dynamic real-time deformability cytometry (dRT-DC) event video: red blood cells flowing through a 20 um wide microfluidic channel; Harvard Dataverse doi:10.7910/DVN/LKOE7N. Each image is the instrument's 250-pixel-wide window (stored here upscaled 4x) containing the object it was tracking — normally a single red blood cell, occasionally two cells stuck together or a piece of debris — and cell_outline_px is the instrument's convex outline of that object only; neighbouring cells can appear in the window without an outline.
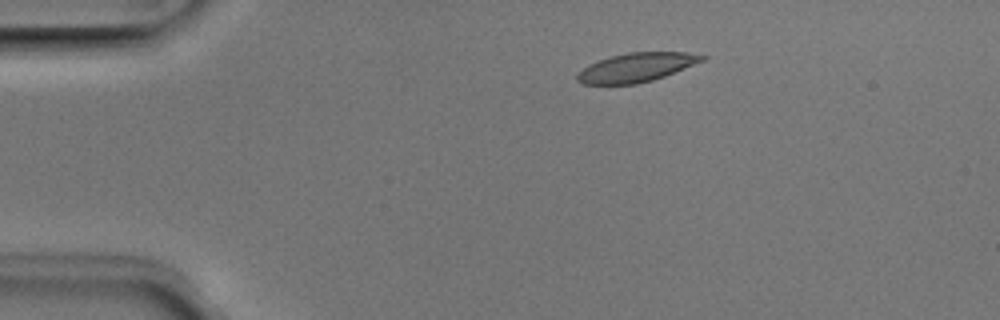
{"species": "Egyptian fruit bat (a non-hibernating species)", "species_latin": "Rousettus aegyptiacus", "temperature_condition": "room temperature", "stored_images_in_passage": 4, "camera_frame_rate_fps": 3000, "um_per_image_px": 0.085, "animal": {"sex": "male"}, "frame": {"image": 1, "passage_image": 2, "time_ms": 0.333, "image_size_px": [1000, 320], "cell_outline_px": [[708, 56], [704, 60], [664, 76], [652, 80], [636, 84], [584, 84], [576, 80], [576, 76], [588, 64], [612, 56], [628, 52], [684, 52]], "centroid_in_image_um": [54.08, 5.73], "position_along_channel_um": 30.9, "area_um2": 20.75}}
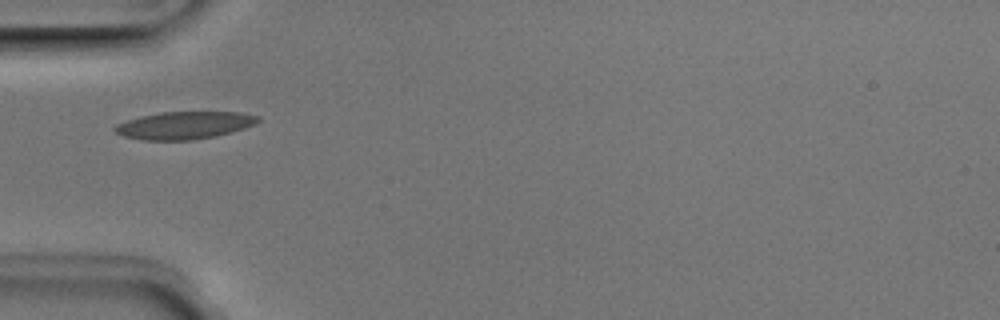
{"frame": {"image": 2, "passage_image": 4, "time_ms": 1.0, "image_size_px": [1000, 320], "cell_outline_px": [[260, 120], [256, 124], [244, 128], [216, 136], [192, 140], [144, 140], [124, 136], [116, 132], [112, 128], [116, 124], [140, 116], [160, 112], [240, 112], [260, 116]], "centroid_in_image_um": [15.68, 10.65], "position_along_channel_um": 69.3, "area_um2": 22.95}}